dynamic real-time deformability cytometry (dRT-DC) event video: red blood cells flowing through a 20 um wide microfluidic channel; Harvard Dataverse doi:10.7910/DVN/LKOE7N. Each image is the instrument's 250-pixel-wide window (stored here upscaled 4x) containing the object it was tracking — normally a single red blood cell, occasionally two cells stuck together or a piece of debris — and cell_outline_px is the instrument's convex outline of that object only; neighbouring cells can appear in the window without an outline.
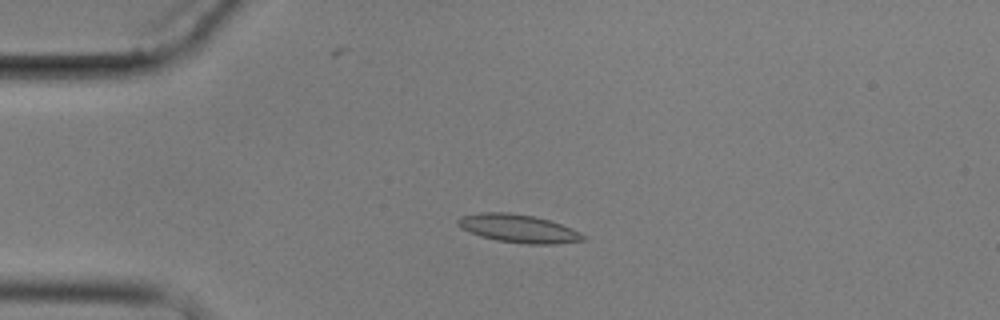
{"species": "common noctule bat (a hibernating species)", "species_latin": "Nyctalus noctula", "temperature_condition": "cold", "stored_images_in_passage": 5, "camera_frame_rate_fps": 3000, "um_per_image_px": 0.085, "animal": {"sex": "male", "body_mass_g": 17.9}, "frame": {"image": 1, "passage_image": 4, "time_ms": 3.667, "image_size_px": [1000, 320], "cell_outline_px": [[588, 240], [556, 244], [524, 244], [496, 240], [480, 236], [460, 228], [456, 224], [456, 220], [460, 216], [480, 212], [508, 212], [532, 216], [548, 220], [572, 228], [588, 236]], "centroid_in_image_um": [44.07, 19.43], "position_along_channel_um": 40.9, "area_um2": 20.81}}